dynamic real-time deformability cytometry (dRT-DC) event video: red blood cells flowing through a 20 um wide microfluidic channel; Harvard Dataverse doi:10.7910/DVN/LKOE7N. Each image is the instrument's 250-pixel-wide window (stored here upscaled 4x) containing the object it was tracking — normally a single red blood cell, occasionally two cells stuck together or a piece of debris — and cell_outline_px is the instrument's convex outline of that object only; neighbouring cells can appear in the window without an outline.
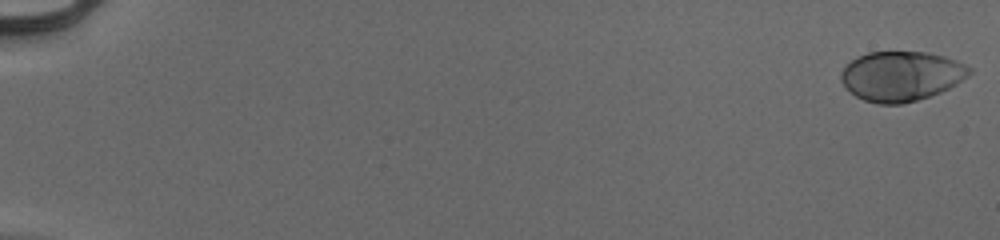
{"species": "human", "species_latin": "Homo sapiens", "temperature_condition": "cold", "stored_images_in_passage": 54, "camera_frame_rate_fps": 3000, "um_per_image_px": 0.085, "donor": {"sex": "male"}, "frame": {"image": 1, "passage_image": 1, "time_ms": 0.0, "image_size_px": [1000, 240], "cell_outline_px": [[972, 72], [968, 76], [956, 84], [940, 92], [916, 100], [900, 104], [880, 104], [864, 100], [856, 96], [840, 80], [840, 72], [856, 56], [868, 52], [924, 52], [944, 56], [956, 60], [972, 68]], "centroid_in_image_um": [76.61, 6.46], "position_along_channel_um": 8.4, "area_um2": 36.99}}
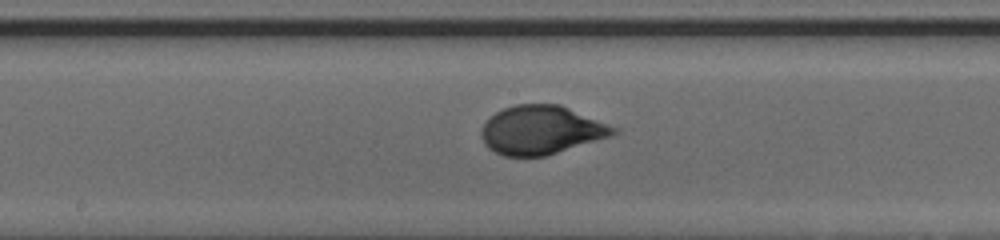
{"frame": {"image": 2, "passage_image": 31, "time_ms": 10.0, "image_size_px": [1000, 240], "cell_outline_px": [[616, 132], [612, 136], [544, 156], [504, 156], [488, 148], [484, 144], [480, 136], [480, 132], [484, 124], [496, 112], [504, 108], [516, 104], [560, 104], [616, 128]], "centroid_in_image_um": [45.96, 11.06], "position_along_channel_um": 202.2, "area_um2": 37.05}}
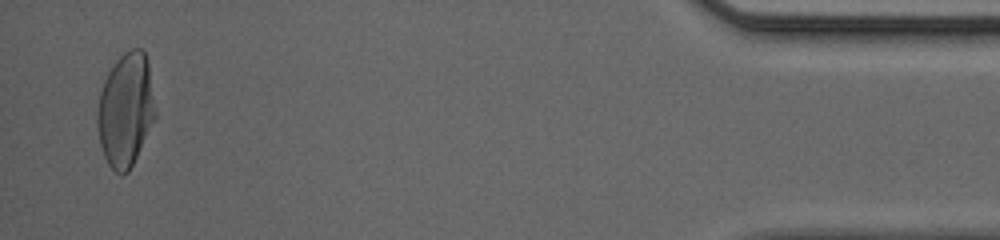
{"frame": {"image": 3, "passage_image": 53, "time_ms": 17.333, "image_size_px": [1000, 240], "cell_outline_px": [[156, 116], [128, 172], [120, 176], [108, 164], [104, 156], [100, 144], [96, 120], [96, 112], [100, 92], [104, 80], [108, 72], [116, 60], [124, 52], [132, 48], [140, 48], [144, 52], [148, 64], [156, 112]], "centroid_in_image_um": [10.66, 9.33], "position_along_channel_um": 424.5, "area_um2": 38.15}, "authors_computed_cell_mechanics": {"area_um2": 36.9342, "velocity_mm_per_s": 3.98, "shape_relaxation_time_tau1_ms": 3.0999, "shape_relaxation_time_tau2_ms": null, "deformation_change_tau1": 0.1836, "deformation_change_tau2": null}}